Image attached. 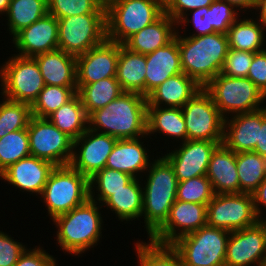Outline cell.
<instances>
[{
	"label": "cell",
	"mask_w": 266,
	"mask_h": 266,
	"mask_svg": "<svg viewBox=\"0 0 266 266\" xmlns=\"http://www.w3.org/2000/svg\"><path fill=\"white\" fill-rule=\"evenodd\" d=\"M147 107L144 95L123 92L88 116V128L118 140L144 137L147 135Z\"/></svg>",
	"instance_id": "cell-1"
},
{
	"label": "cell",
	"mask_w": 266,
	"mask_h": 266,
	"mask_svg": "<svg viewBox=\"0 0 266 266\" xmlns=\"http://www.w3.org/2000/svg\"><path fill=\"white\" fill-rule=\"evenodd\" d=\"M146 57L119 44L116 79L124 92L145 96Z\"/></svg>",
	"instance_id": "cell-30"
},
{
	"label": "cell",
	"mask_w": 266,
	"mask_h": 266,
	"mask_svg": "<svg viewBox=\"0 0 266 266\" xmlns=\"http://www.w3.org/2000/svg\"><path fill=\"white\" fill-rule=\"evenodd\" d=\"M146 57L145 97L169 77L183 73L178 48V33L167 45Z\"/></svg>",
	"instance_id": "cell-22"
},
{
	"label": "cell",
	"mask_w": 266,
	"mask_h": 266,
	"mask_svg": "<svg viewBox=\"0 0 266 266\" xmlns=\"http://www.w3.org/2000/svg\"><path fill=\"white\" fill-rule=\"evenodd\" d=\"M177 33L183 73L204 87L222 71L229 50L227 34L186 36L181 30Z\"/></svg>",
	"instance_id": "cell-4"
},
{
	"label": "cell",
	"mask_w": 266,
	"mask_h": 266,
	"mask_svg": "<svg viewBox=\"0 0 266 266\" xmlns=\"http://www.w3.org/2000/svg\"><path fill=\"white\" fill-rule=\"evenodd\" d=\"M39 198L45 203L49 219L53 220L90 198L89 179L70 164L56 166Z\"/></svg>",
	"instance_id": "cell-6"
},
{
	"label": "cell",
	"mask_w": 266,
	"mask_h": 266,
	"mask_svg": "<svg viewBox=\"0 0 266 266\" xmlns=\"http://www.w3.org/2000/svg\"><path fill=\"white\" fill-rule=\"evenodd\" d=\"M158 156L156 159L153 155V161L143 175L145 181L143 177L140 179L143 185L141 219L144 218V222L141 223H144V229L147 232L146 239H149L165 223L177 196L178 181L173 167L162 155Z\"/></svg>",
	"instance_id": "cell-2"
},
{
	"label": "cell",
	"mask_w": 266,
	"mask_h": 266,
	"mask_svg": "<svg viewBox=\"0 0 266 266\" xmlns=\"http://www.w3.org/2000/svg\"><path fill=\"white\" fill-rule=\"evenodd\" d=\"M257 141H259V110L224 119L222 143L227 148L235 153L253 151Z\"/></svg>",
	"instance_id": "cell-23"
},
{
	"label": "cell",
	"mask_w": 266,
	"mask_h": 266,
	"mask_svg": "<svg viewBox=\"0 0 266 266\" xmlns=\"http://www.w3.org/2000/svg\"><path fill=\"white\" fill-rule=\"evenodd\" d=\"M230 232L205 225L181 236L171 244L183 266H225L227 240Z\"/></svg>",
	"instance_id": "cell-8"
},
{
	"label": "cell",
	"mask_w": 266,
	"mask_h": 266,
	"mask_svg": "<svg viewBox=\"0 0 266 266\" xmlns=\"http://www.w3.org/2000/svg\"><path fill=\"white\" fill-rule=\"evenodd\" d=\"M215 0H164V12L178 22L186 13L209 7Z\"/></svg>",
	"instance_id": "cell-47"
},
{
	"label": "cell",
	"mask_w": 266,
	"mask_h": 266,
	"mask_svg": "<svg viewBox=\"0 0 266 266\" xmlns=\"http://www.w3.org/2000/svg\"><path fill=\"white\" fill-rule=\"evenodd\" d=\"M247 78L266 96V50L254 54Z\"/></svg>",
	"instance_id": "cell-49"
},
{
	"label": "cell",
	"mask_w": 266,
	"mask_h": 266,
	"mask_svg": "<svg viewBox=\"0 0 266 266\" xmlns=\"http://www.w3.org/2000/svg\"><path fill=\"white\" fill-rule=\"evenodd\" d=\"M7 60L0 65L1 95L12 101L32 105L45 86L36 60L16 54Z\"/></svg>",
	"instance_id": "cell-9"
},
{
	"label": "cell",
	"mask_w": 266,
	"mask_h": 266,
	"mask_svg": "<svg viewBox=\"0 0 266 266\" xmlns=\"http://www.w3.org/2000/svg\"><path fill=\"white\" fill-rule=\"evenodd\" d=\"M206 176L214 194L240 193L236 153L223 143L213 151Z\"/></svg>",
	"instance_id": "cell-24"
},
{
	"label": "cell",
	"mask_w": 266,
	"mask_h": 266,
	"mask_svg": "<svg viewBox=\"0 0 266 266\" xmlns=\"http://www.w3.org/2000/svg\"><path fill=\"white\" fill-rule=\"evenodd\" d=\"M26 249L27 245L14 240V237L0 230V266H15Z\"/></svg>",
	"instance_id": "cell-46"
},
{
	"label": "cell",
	"mask_w": 266,
	"mask_h": 266,
	"mask_svg": "<svg viewBox=\"0 0 266 266\" xmlns=\"http://www.w3.org/2000/svg\"><path fill=\"white\" fill-rule=\"evenodd\" d=\"M146 137L148 136L146 135L137 139L117 140L113 150L108 156L105 167L122 171L130 174L134 178L141 179L143 173L145 174V171L152 162L149 157L151 156V152L143 141L145 139L147 140Z\"/></svg>",
	"instance_id": "cell-21"
},
{
	"label": "cell",
	"mask_w": 266,
	"mask_h": 266,
	"mask_svg": "<svg viewBox=\"0 0 266 266\" xmlns=\"http://www.w3.org/2000/svg\"><path fill=\"white\" fill-rule=\"evenodd\" d=\"M123 89L116 77L106 78L87 85H77L86 114L104 108L123 93Z\"/></svg>",
	"instance_id": "cell-33"
},
{
	"label": "cell",
	"mask_w": 266,
	"mask_h": 266,
	"mask_svg": "<svg viewBox=\"0 0 266 266\" xmlns=\"http://www.w3.org/2000/svg\"><path fill=\"white\" fill-rule=\"evenodd\" d=\"M45 85L77 87L76 57L56 49L33 57Z\"/></svg>",
	"instance_id": "cell-25"
},
{
	"label": "cell",
	"mask_w": 266,
	"mask_h": 266,
	"mask_svg": "<svg viewBox=\"0 0 266 266\" xmlns=\"http://www.w3.org/2000/svg\"><path fill=\"white\" fill-rule=\"evenodd\" d=\"M181 109L185 119L187 140L223 141L224 118L204 88Z\"/></svg>",
	"instance_id": "cell-13"
},
{
	"label": "cell",
	"mask_w": 266,
	"mask_h": 266,
	"mask_svg": "<svg viewBox=\"0 0 266 266\" xmlns=\"http://www.w3.org/2000/svg\"><path fill=\"white\" fill-rule=\"evenodd\" d=\"M134 245L138 266H183L179 254L171 245H160L149 240L147 243L137 240Z\"/></svg>",
	"instance_id": "cell-37"
},
{
	"label": "cell",
	"mask_w": 266,
	"mask_h": 266,
	"mask_svg": "<svg viewBox=\"0 0 266 266\" xmlns=\"http://www.w3.org/2000/svg\"><path fill=\"white\" fill-rule=\"evenodd\" d=\"M207 225V205L176 200L165 223L149 238L160 245H171L181 236Z\"/></svg>",
	"instance_id": "cell-17"
},
{
	"label": "cell",
	"mask_w": 266,
	"mask_h": 266,
	"mask_svg": "<svg viewBox=\"0 0 266 266\" xmlns=\"http://www.w3.org/2000/svg\"><path fill=\"white\" fill-rule=\"evenodd\" d=\"M253 152L266 158V106L259 109V141Z\"/></svg>",
	"instance_id": "cell-51"
},
{
	"label": "cell",
	"mask_w": 266,
	"mask_h": 266,
	"mask_svg": "<svg viewBox=\"0 0 266 266\" xmlns=\"http://www.w3.org/2000/svg\"><path fill=\"white\" fill-rule=\"evenodd\" d=\"M118 139L88 128L73 140V155L70 165L90 179L104 169L107 159Z\"/></svg>",
	"instance_id": "cell-15"
},
{
	"label": "cell",
	"mask_w": 266,
	"mask_h": 266,
	"mask_svg": "<svg viewBox=\"0 0 266 266\" xmlns=\"http://www.w3.org/2000/svg\"><path fill=\"white\" fill-rule=\"evenodd\" d=\"M77 94V87L45 85L31 105L32 116L47 118Z\"/></svg>",
	"instance_id": "cell-38"
},
{
	"label": "cell",
	"mask_w": 266,
	"mask_h": 266,
	"mask_svg": "<svg viewBox=\"0 0 266 266\" xmlns=\"http://www.w3.org/2000/svg\"><path fill=\"white\" fill-rule=\"evenodd\" d=\"M260 219L249 193L214 194L207 204V225L229 232L248 228Z\"/></svg>",
	"instance_id": "cell-11"
},
{
	"label": "cell",
	"mask_w": 266,
	"mask_h": 266,
	"mask_svg": "<svg viewBox=\"0 0 266 266\" xmlns=\"http://www.w3.org/2000/svg\"><path fill=\"white\" fill-rule=\"evenodd\" d=\"M189 16H192L189 18ZM192 25L194 31L191 33H187V26ZM181 27H184L181 28ZM184 31L183 35L187 36H203L207 34L215 33L216 31L213 29L211 25V8L210 7H200L199 9L192 10L186 13L178 22H177V30ZM196 31V32H195ZM190 34V35H189Z\"/></svg>",
	"instance_id": "cell-43"
},
{
	"label": "cell",
	"mask_w": 266,
	"mask_h": 266,
	"mask_svg": "<svg viewBox=\"0 0 266 266\" xmlns=\"http://www.w3.org/2000/svg\"><path fill=\"white\" fill-rule=\"evenodd\" d=\"M47 118L73 140L88 129V115L78 94Z\"/></svg>",
	"instance_id": "cell-32"
},
{
	"label": "cell",
	"mask_w": 266,
	"mask_h": 266,
	"mask_svg": "<svg viewBox=\"0 0 266 266\" xmlns=\"http://www.w3.org/2000/svg\"><path fill=\"white\" fill-rule=\"evenodd\" d=\"M119 43L106 39L76 57L77 85H87L116 77Z\"/></svg>",
	"instance_id": "cell-18"
},
{
	"label": "cell",
	"mask_w": 266,
	"mask_h": 266,
	"mask_svg": "<svg viewBox=\"0 0 266 266\" xmlns=\"http://www.w3.org/2000/svg\"><path fill=\"white\" fill-rule=\"evenodd\" d=\"M201 87L185 73L169 77L147 96L148 106L182 108Z\"/></svg>",
	"instance_id": "cell-26"
},
{
	"label": "cell",
	"mask_w": 266,
	"mask_h": 266,
	"mask_svg": "<svg viewBox=\"0 0 266 266\" xmlns=\"http://www.w3.org/2000/svg\"><path fill=\"white\" fill-rule=\"evenodd\" d=\"M157 133L177 143L187 140L185 119L181 108L148 106L147 107V138ZM169 137V138H168Z\"/></svg>",
	"instance_id": "cell-28"
},
{
	"label": "cell",
	"mask_w": 266,
	"mask_h": 266,
	"mask_svg": "<svg viewBox=\"0 0 266 266\" xmlns=\"http://www.w3.org/2000/svg\"><path fill=\"white\" fill-rule=\"evenodd\" d=\"M220 1H224L229 3L230 5H232L235 9H237L240 14L242 12V14L245 12L247 15L249 14V12H251V15H254V7H255V3L256 0H220ZM253 11V12H252Z\"/></svg>",
	"instance_id": "cell-52"
},
{
	"label": "cell",
	"mask_w": 266,
	"mask_h": 266,
	"mask_svg": "<svg viewBox=\"0 0 266 266\" xmlns=\"http://www.w3.org/2000/svg\"><path fill=\"white\" fill-rule=\"evenodd\" d=\"M55 167L52 162L29 155L2 171L0 181L2 179L12 188L39 198Z\"/></svg>",
	"instance_id": "cell-19"
},
{
	"label": "cell",
	"mask_w": 266,
	"mask_h": 266,
	"mask_svg": "<svg viewBox=\"0 0 266 266\" xmlns=\"http://www.w3.org/2000/svg\"><path fill=\"white\" fill-rule=\"evenodd\" d=\"M223 141L186 140L177 148L167 150L163 157L173 167L177 181L181 182L207 174L211 155ZM169 151V153H168Z\"/></svg>",
	"instance_id": "cell-16"
},
{
	"label": "cell",
	"mask_w": 266,
	"mask_h": 266,
	"mask_svg": "<svg viewBox=\"0 0 266 266\" xmlns=\"http://www.w3.org/2000/svg\"><path fill=\"white\" fill-rule=\"evenodd\" d=\"M48 13L59 18L88 13H106L104 0H48Z\"/></svg>",
	"instance_id": "cell-41"
},
{
	"label": "cell",
	"mask_w": 266,
	"mask_h": 266,
	"mask_svg": "<svg viewBox=\"0 0 266 266\" xmlns=\"http://www.w3.org/2000/svg\"><path fill=\"white\" fill-rule=\"evenodd\" d=\"M255 265L266 266V220L230 232L227 240L225 266Z\"/></svg>",
	"instance_id": "cell-14"
},
{
	"label": "cell",
	"mask_w": 266,
	"mask_h": 266,
	"mask_svg": "<svg viewBox=\"0 0 266 266\" xmlns=\"http://www.w3.org/2000/svg\"><path fill=\"white\" fill-rule=\"evenodd\" d=\"M0 138L9 132L26 129L32 117L31 105L2 97L0 101Z\"/></svg>",
	"instance_id": "cell-39"
},
{
	"label": "cell",
	"mask_w": 266,
	"mask_h": 266,
	"mask_svg": "<svg viewBox=\"0 0 266 266\" xmlns=\"http://www.w3.org/2000/svg\"><path fill=\"white\" fill-rule=\"evenodd\" d=\"M211 8V25L216 32L227 34L231 25L240 17V12L227 2L215 0Z\"/></svg>",
	"instance_id": "cell-45"
},
{
	"label": "cell",
	"mask_w": 266,
	"mask_h": 266,
	"mask_svg": "<svg viewBox=\"0 0 266 266\" xmlns=\"http://www.w3.org/2000/svg\"><path fill=\"white\" fill-rule=\"evenodd\" d=\"M57 20L58 47L75 57L107 39L106 13H88Z\"/></svg>",
	"instance_id": "cell-10"
},
{
	"label": "cell",
	"mask_w": 266,
	"mask_h": 266,
	"mask_svg": "<svg viewBox=\"0 0 266 266\" xmlns=\"http://www.w3.org/2000/svg\"><path fill=\"white\" fill-rule=\"evenodd\" d=\"M254 10V14L257 15L256 19L266 27V0H256Z\"/></svg>",
	"instance_id": "cell-53"
},
{
	"label": "cell",
	"mask_w": 266,
	"mask_h": 266,
	"mask_svg": "<svg viewBox=\"0 0 266 266\" xmlns=\"http://www.w3.org/2000/svg\"><path fill=\"white\" fill-rule=\"evenodd\" d=\"M240 193L252 194L266 177V158L253 151L236 153Z\"/></svg>",
	"instance_id": "cell-35"
},
{
	"label": "cell",
	"mask_w": 266,
	"mask_h": 266,
	"mask_svg": "<svg viewBox=\"0 0 266 266\" xmlns=\"http://www.w3.org/2000/svg\"><path fill=\"white\" fill-rule=\"evenodd\" d=\"M133 178L128 173L105 167L89 179L90 199L102 205Z\"/></svg>",
	"instance_id": "cell-36"
},
{
	"label": "cell",
	"mask_w": 266,
	"mask_h": 266,
	"mask_svg": "<svg viewBox=\"0 0 266 266\" xmlns=\"http://www.w3.org/2000/svg\"><path fill=\"white\" fill-rule=\"evenodd\" d=\"M11 0H0V15H6Z\"/></svg>",
	"instance_id": "cell-54"
},
{
	"label": "cell",
	"mask_w": 266,
	"mask_h": 266,
	"mask_svg": "<svg viewBox=\"0 0 266 266\" xmlns=\"http://www.w3.org/2000/svg\"><path fill=\"white\" fill-rule=\"evenodd\" d=\"M252 196L256 215L260 220H266V217L262 211L266 210V177L260 183L259 187L252 193Z\"/></svg>",
	"instance_id": "cell-50"
},
{
	"label": "cell",
	"mask_w": 266,
	"mask_h": 266,
	"mask_svg": "<svg viewBox=\"0 0 266 266\" xmlns=\"http://www.w3.org/2000/svg\"><path fill=\"white\" fill-rule=\"evenodd\" d=\"M29 155L31 154L27 128L9 132L0 138V173Z\"/></svg>",
	"instance_id": "cell-40"
},
{
	"label": "cell",
	"mask_w": 266,
	"mask_h": 266,
	"mask_svg": "<svg viewBox=\"0 0 266 266\" xmlns=\"http://www.w3.org/2000/svg\"><path fill=\"white\" fill-rule=\"evenodd\" d=\"M48 13V0H11L5 17L7 31L13 37Z\"/></svg>",
	"instance_id": "cell-34"
},
{
	"label": "cell",
	"mask_w": 266,
	"mask_h": 266,
	"mask_svg": "<svg viewBox=\"0 0 266 266\" xmlns=\"http://www.w3.org/2000/svg\"><path fill=\"white\" fill-rule=\"evenodd\" d=\"M121 222L139 220L142 217L143 185L138 178H133L123 189L113 194L102 204Z\"/></svg>",
	"instance_id": "cell-29"
},
{
	"label": "cell",
	"mask_w": 266,
	"mask_h": 266,
	"mask_svg": "<svg viewBox=\"0 0 266 266\" xmlns=\"http://www.w3.org/2000/svg\"><path fill=\"white\" fill-rule=\"evenodd\" d=\"M253 17L246 18L241 14L231 25L227 32L229 48L252 53L265 50L266 27Z\"/></svg>",
	"instance_id": "cell-31"
},
{
	"label": "cell",
	"mask_w": 266,
	"mask_h": 266,
	"mask_svg": "<svg viewBox=\"0 0 266 266\" xmlns=\"http://www.w3.org/2000/svg\"><path fill=\"white\" fill-rule=\"evenodd\" d=\"M56 258L46 252L42 246L27 248L19 257L15 266H58Z\"/></svg>",
	"instance_id": "cell-48"
},
{
	"label": "cell",
	"mask_w": 266,
	"mask_h": 266,
	"mask_svg": "<svg viewBox=\"0 0 266 266\" xmlns=\"http://www.w3.org/2000/svg\"><path fill=\"white\" fill-rule=\"evenodd\" d=\"M102 205L90 198L71 211L55 217L56 243L63 253L80 257L102 240ZM103 217V218H102Z\"/></svg>",
	"instance_id": "cell-3"
},
{
	"label": "cell",
	"mask_w": 266,
	"mask_h": 266,
	"mask_svg": "<svg viewBox=\"0 0 266 266\" xmlns=\"http://www.w3.org/2000/svg\"><path fill=\"white\" fill-rule=\"evenodd\" d=\"M30 154L52 162L69 165L73 155V139L60 131L48 118L32 116L28 123Z\"/></svg>",
	"instance_id": "cell-12"
},
{
	"label": "cell",
	"mask_w": 266,
	"mask_h": 266,
	"mask_svg": "<svg viewBox=\"0 0 266 266\" xmlns=\"http://www.w3.org/2000/svg\"><path fill=\"white\" fill-rule=\"evenodd\" d=\"M15 51L22 57H35L58 47V20L47 13L30 26L21 29L11 39Z\"/></svg>",
	"instance_id": "cell-20"
},
{
	"label": "cell",
	"mask_w": 266,
	"mask_h": 266,
	"mask_svg": "<svg viewBox=\"0 0 266 266\" xmlns=\"http://www.w3.org/2000/svg\"><path fill=\"white\" fill-rule=\"evenodd\" d=\"M254 54L229 48L221 74L230 77H247Z\"/></svg>",
	"instance_id": "cell-44"
},
{
	"label": "cell",
	"mask_w": 266,
	"mask_h": 266,
	"mask_svg": "<svg viewBox=\"0 0 266 266\" xmlns=\"http://www.w3.org/2000/svg\"><path fill=\"white\" fill-rule=\"evenodd\" d=\"M203 88L224 119L229 115L253 112L265 107L262 105L266 100L265 94L247 77H230L219 73Z\"/></svg>",
	"instance_id": "cell-7"
},
{
	"label": "cell",
	"mask_w": 266,
	"mask_h": 266,
	"mask_svg": "<svg viewBox=\"0 0 266 266\" xmlns=\"http://www.w3.org/2000/svg\"><path fill=\"white\" fill-rule=\"evenodd\" d=\"M107 39L123 44L164 13V0H107Z\"/></svg>",
	"instance_id": "cell-5"
},
{
	"label": "cell",
	"mask_w": 266,
	"mask_h": 266,
	"mask_svg": "<svg viewBox=\"0 0 266 266\" xmlns=\"http://www.w3.org/2000/svg\"><path fill=\"white\" fill-rule=\"evenodd\" d=\"M213 196L211 182L206 175L178 182L176 200L207 205Z\"/></svg>",
	"instance_id": "cell-42"
},
{
	"label": "cell",
	"mask_w": 266,
	"mask_h": 266,
	"mask_svg": "<svg viewBox=\"0 0 266 266\" xmlns=\"http://www.w3.org/2000/svg\"><path fill=\"white\" fill-rule=\"evenodd\" d=\"M177 33V22L165 12L153 23L129 37L123 45L131 51L146 55L171 42Z\"/></svg>",
	"instance_id": "cell-27"
}]
</instances>
